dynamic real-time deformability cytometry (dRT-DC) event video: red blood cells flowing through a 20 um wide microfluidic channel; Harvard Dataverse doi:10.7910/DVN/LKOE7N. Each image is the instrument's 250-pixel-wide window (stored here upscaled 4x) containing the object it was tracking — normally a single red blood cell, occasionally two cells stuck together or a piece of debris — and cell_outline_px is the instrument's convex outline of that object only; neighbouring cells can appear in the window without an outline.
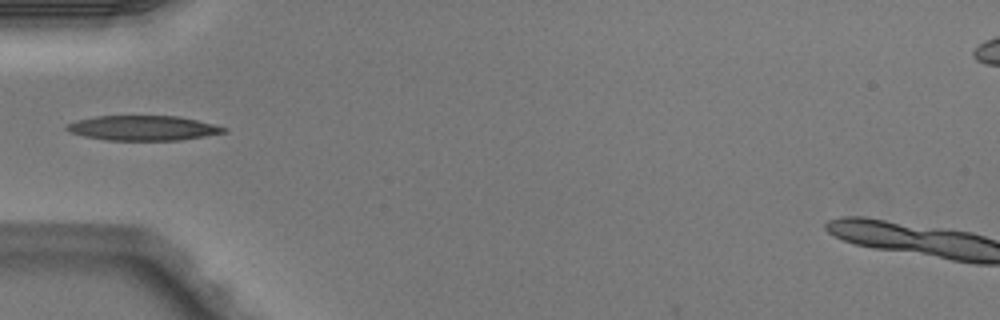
{"species": "Egyptian fruit bat (a non-hibernating species)", "species_latin": "Rousettus aegyptiacus", "temperature_condition": "warm", "stored_images_in_passage": 34, "camera_frame_rate_fps": 3000, "um_per_image_px": 0.085, "animal": {"sex": "male"}, "frame": {"image": 1, "passage_image": 1, "time_ms": 0.0, "image_size_px": [1000, 320], "cell_outline_px": [[228, 132], [180, 140], [108, 140], [84, 136], [68, 132], [64, 128], [64, 124], [76, 120], [96, 116], [180, 116], [228, 128]], "centroid_in_image_um": [12.11, 10.88], "position_along_channel_um": 72.9, "area_um2": 22.83}}
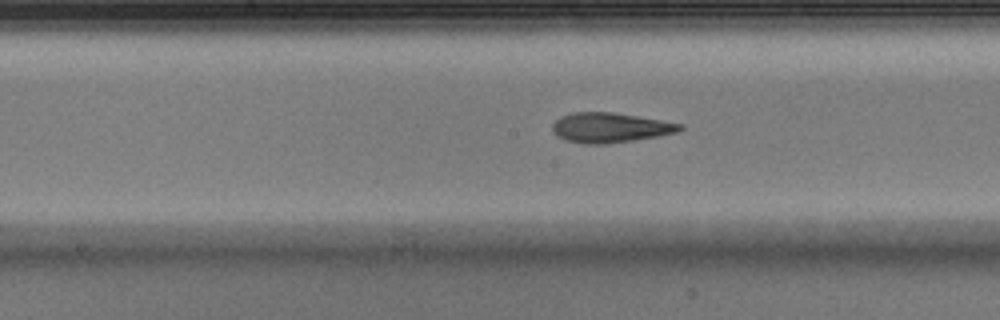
{"frame": {"image": 2, "passage_image": 10, "time_ms": 3.0, "image_size_px": [1000, 320], "cell_outline_px": [[684, 128], [676, 132], [656, 136], [632, 140], [604, 144], [584, 144], [564, 140], [556, 136], [552, 132], [552, 124], [560, 116], [572, 112], [612, 112], [684, 124]], "centroid_in_image_um": [51.8, 10.85], "position_along_channel_um": 196.4, "area_um2": 22.14}}
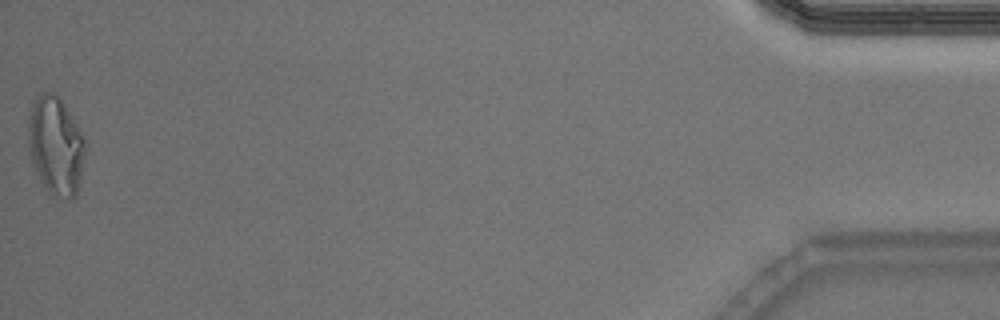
{"frame": {"image": 3, "passage_image": 34, "time_ms": 11.0, "image_size_px": [1000, 320], "cell_outline_px": [[84, 152], [80, 176], [76, 196], [68, 200], [56, 200], [48, 192], [40, 180], [32, 164], [28, 144], [28, 116], [32, 100], [40, 92], [52, 92], [60, 96], [84, 136]], "centroid_in_image_um": [4.7, 12.38], "position_along_channel_um": 430.5, "area_um2": 33.18}, "authors_computed_cell_mechanics": {"area_um2": 22.3975, "velocity_mm_per_s": 4.0737, "shape_relaxation_time_tau1_ms": 8.8269, "shape_relaxation_time_tau2_ms": 2.2146, "deformation_change_tau1": 0.2636, "deformation_change_tau2": 0.1106}}